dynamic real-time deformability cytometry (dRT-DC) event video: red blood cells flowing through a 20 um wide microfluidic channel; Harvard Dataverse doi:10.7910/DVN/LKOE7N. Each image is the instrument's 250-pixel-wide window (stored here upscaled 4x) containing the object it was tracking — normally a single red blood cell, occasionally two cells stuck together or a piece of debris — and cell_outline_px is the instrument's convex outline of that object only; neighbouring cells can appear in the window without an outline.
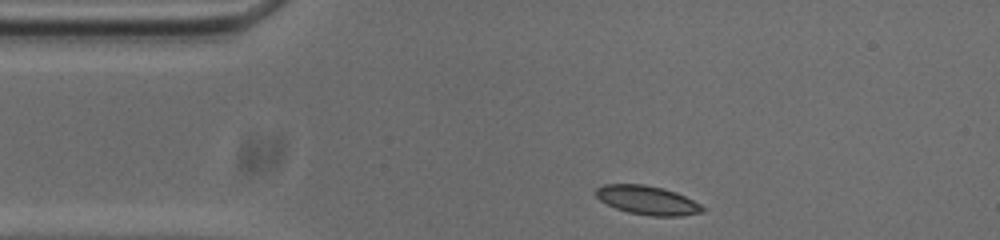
{"species": "common noctule bat (a hibernating species)", "species_latin": "Nyctalus noctula", "temperature_condition": "cold", "stored_images_in_passage": 45, "camera_frame_rate_fps": 3000, "um_per_image_px": 0.085, "animal": {"sex": "male", "body_mass_g": 20.0, "forearm_length_mm": 53.3}, "frame": {"image": 1, "passage_image": 1, "time_ms": 0.0, "image_size_px": [1000, 240], "cell_outline_px": [[704, 212], [684, 216], [652, 216], [628, 212], [616, 208], [600, 200], [596, 196], [596, 188], [604, 184], [644, 184], [664, 188], [676, 192], [700, 204], [704, 208]], "centroid_in_image_um": [55.04, 17.02], "position_along_channel_um": 30.0, "area_um2": 17.92}}
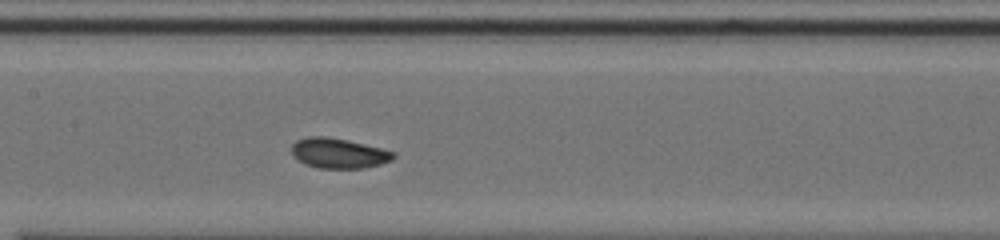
{"frame": {"image": 2, "passage_image": 16, "time_ms": 5.0, "image_size_px": [1000, 240], "cell_outline_px": [[396, 156], [392, 160], [380, 164], [364, 168], [320, 168], [304, 164], [292, 156], [292, 144], [296, 140], [308, 136], [328, 136], [348, 140], [396, 152]], "centroid_in_image_um": [28.77, 13.02], "position_along_channel_um": 178.6, "area_um2": 17.98}}
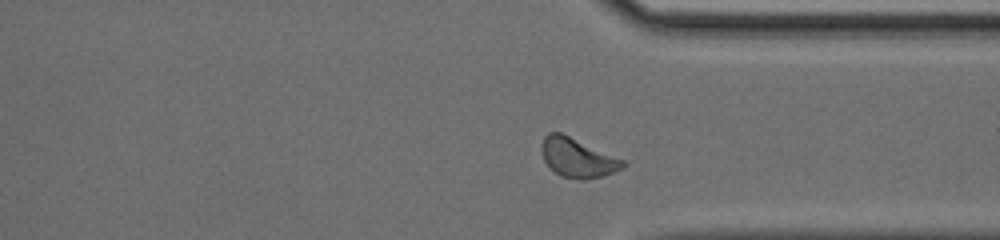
{"frame": {"image": 3, "passage_image": 31, "time_ms": 10.0, "image_size_px": [1000, 240], "cell_outline_px": [[624, 168], [604, 176], [584, 180], [580, 180], [560, 176], [544, 160], [540, 148], [540, 144], [544, 136], [548, 132], [560, 132], [624, 160]], "centroid_in_image_um": [49.07, 13.41], "position_along_channel_um": 362.3, "area_um2": 18.5}, "authors_computed_cell_mechanics": {"area_um2": 17.7446, "velocity_mm_per_s": 3.7025, "shape_relaxation_time_tau1_ms": 2.7989, "shape_relaxation_time_tau2_ms": 2.4675, "deformation_change_tau1": 0.1042, "deformation_change_tau2": 0.0709}}